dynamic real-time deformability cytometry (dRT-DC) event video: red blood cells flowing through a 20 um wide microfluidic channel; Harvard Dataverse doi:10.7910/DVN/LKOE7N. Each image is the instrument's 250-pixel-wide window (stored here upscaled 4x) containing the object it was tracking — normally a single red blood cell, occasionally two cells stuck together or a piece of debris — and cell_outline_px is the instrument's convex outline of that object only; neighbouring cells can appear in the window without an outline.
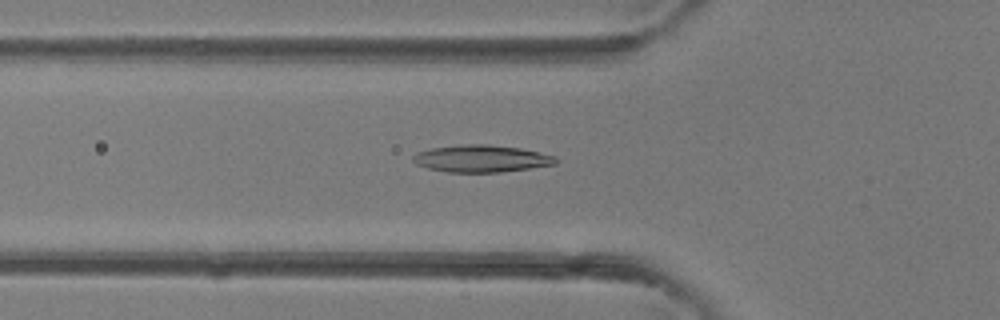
{"species": "common noctule bat (a hibernating species)", "species_latin": "Nyctalus noctula", "temperature_condition": "room temperature", "stored_images_in_passage": 38, "camera_frame_rate_fps": 3000, "um_per_image_px": 0.085, "animal": {"sex": "female"}, "frame": {"image": 1, "passage_image": 15, "time_ms": 4.667, "image_size_px": [1000, 320], "cell_outline_px": [[556, 164], [500, 172], [448, 172], [428, 168], [416, 164], [412, 160], [412, 156], [416, 152], [432, 148], [460, 144], [488, 144], [520, 148], [556, 156]], "centroid_in_image_um": [40.88, 13.47], "position_along_channel_um": 84.9, "area_um2": 22.48}}
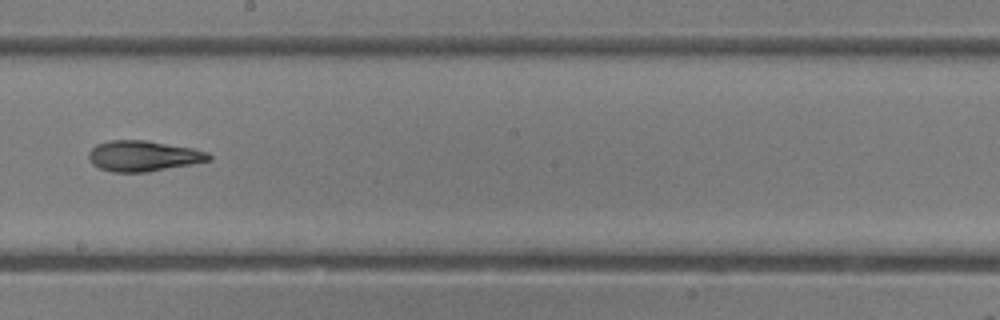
{"frame": {"image": 2, "passage_image": 24, "time_ms": 7.667, "image_size_px": [1000, 320], "cell_outline_px": [[212, 160], [148, 172], [112, 172], [100, 168], [92, 164], [88, 156], [88, 152], [96, 144], [108, 140], [144, 140], [192, 148], [208, 152], [212, 156]], "centroid_in_image_um": [12.16, 13.26], "position_along_channel_um": 236.0, "area_um2": 21.44}}
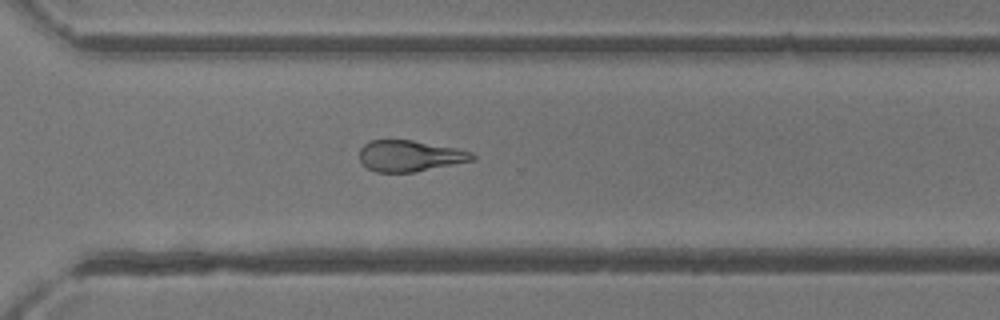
{"frame": {"image": 3, "passage_image": 30, "time_ms": 9.667, "image_size_px": [1000, 320], "cell_outline_px": [[476, 160], [412, 172], [376, 172], [368, 168], [360, 160], [360, 148], [364, 144], [372, 140], [412, 140], [456, 148], [472, 152], [476, 156]], "centroid_in_image_um": [34.86, 13.25], "position_along_channel_um": 335.7, "area_um2": 20.35}}